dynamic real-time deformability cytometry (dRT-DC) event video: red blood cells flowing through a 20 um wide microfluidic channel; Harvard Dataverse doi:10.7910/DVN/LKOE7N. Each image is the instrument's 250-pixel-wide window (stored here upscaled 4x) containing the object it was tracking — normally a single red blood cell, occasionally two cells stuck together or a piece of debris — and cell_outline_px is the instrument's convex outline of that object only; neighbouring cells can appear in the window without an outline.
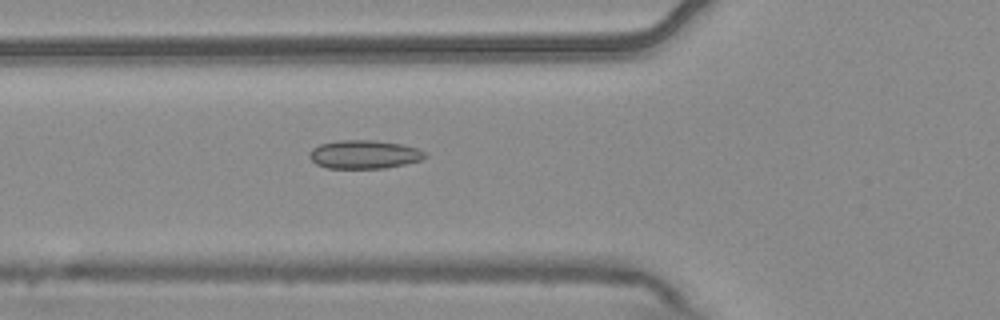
{"species": "common noctule bat (a hibernating species)", "species_latin": "Nyctalus noctula", "temperature_condition": "warm", "stored_images_in_passage": 6, "camera_frame_rate_fps": 3000, "um_per_image_px": 0.085, "animal": {"sex": "male", "body_mass_g": 20.4}, "frame": {"image": 1, "passage_image": 6, "time_ms": 1.667, "image_size_px": [1000, 320], "cell_outline_px": [[428, 156], [420, 160], [404, 164], [384, 168], [328, 168], [316, 164], [308, 156], [308, 152], [312, 148], [320, 144], [340, 140], [372, 140], [400, 144], [416, 148], [424, 152]], "centroid_in_image_um": [30.91, 13.12], "position_along_channel_um": 94.9, "area_um2": 19.07}}